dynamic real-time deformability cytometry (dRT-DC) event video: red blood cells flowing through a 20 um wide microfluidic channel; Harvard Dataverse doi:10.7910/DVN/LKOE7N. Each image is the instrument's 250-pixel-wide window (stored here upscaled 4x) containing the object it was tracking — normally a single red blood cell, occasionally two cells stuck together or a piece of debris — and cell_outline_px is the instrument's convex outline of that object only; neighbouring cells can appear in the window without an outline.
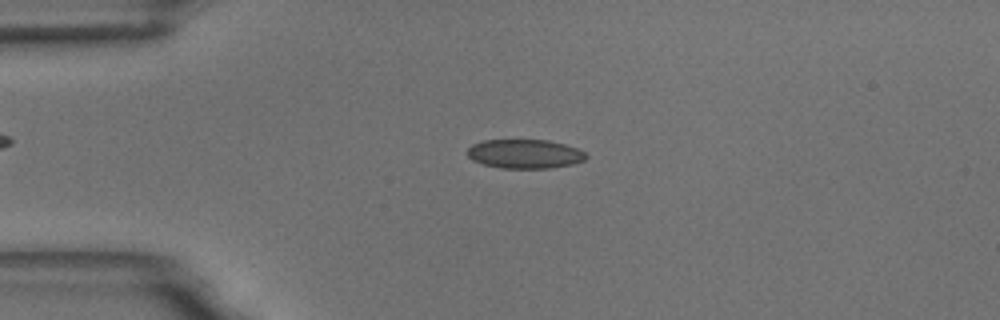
{"species": "common noctule bat (a hibernating species)", "species_latin": "Nyctalus noctula", "temperature_condition": "room temperature", "stored_images_in_passage": 54, "camera_frame_rate_fps": 3000, "um_per_image_px": 0.085, "animal": {"sex": "male", "body_mass_g": 18.8}, "frame": {"image": 1, "passage_image": 12, "time_ms": 3.667, "image_size_px": [1000, 320], "cell_outline_px": [[588, 156], [584, 160], [572, 164], [548, 168], [500, 168], [484, 164], [472, 160], [468, 156], [468, 148], [472, 144], [484, 140], [548, 140], [564, 144], [576, 148], [584, 152]], "centroid_in_image_um": [44.59, 13.08], "position_along_channel_um": 40.4, "area_um2": 20.0}}
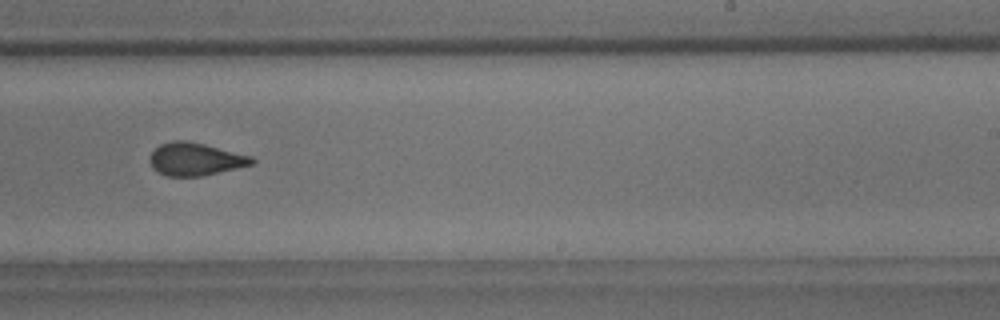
{"frame": {"image": 2, "passage_image": 33, "time_ms": 10.667, "image_size_px": [1000, 320], "cell_outline_px": [[256, 160], [252, 164], [236, 168], [200, 176], [168, 176], [156, 172], [152, 168], [148, 160], [148, 156], [160, 144], [172, 140], [188, 140], [252, 156]], "centroid_in_image_um": [16.55, 13.52], "position_along_channel_um": 272.5, "area_um2": 19.54}}
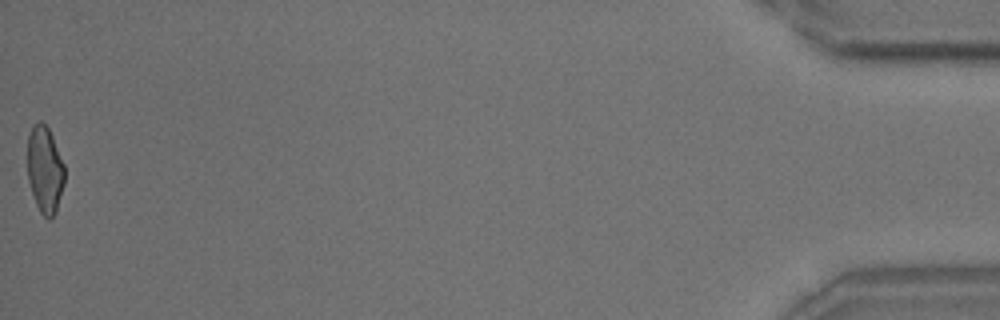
{"frame": {"image": 3, "passage_image": 54, "time_ms": 17.667, "image_size_px": [1000, 320], "cell_outline_px": [[64, 184], [56, 212], [48, 220], [40, 212], [36, 204], [28, 180], [28, 136], [32, 124], [40, 120], [48, 128], [52, 136], [64, 164]], "centroid_in_image_um": [3.81, 14.41], "position_along_channel_um": 431.4, "area_um2": 18.73}, "authors_computed_cell_mechanics": {"area_um2": 19.8254, "velocity_mm_per_s": 3.6717, "shape_relaxation_time_tau1_ms": 8.4325, "shape_relaxation_time_tau2_ms": 1.36, "deformation_change_tau1": 0.1705, "deformation_change_tau2": 0.0759}}